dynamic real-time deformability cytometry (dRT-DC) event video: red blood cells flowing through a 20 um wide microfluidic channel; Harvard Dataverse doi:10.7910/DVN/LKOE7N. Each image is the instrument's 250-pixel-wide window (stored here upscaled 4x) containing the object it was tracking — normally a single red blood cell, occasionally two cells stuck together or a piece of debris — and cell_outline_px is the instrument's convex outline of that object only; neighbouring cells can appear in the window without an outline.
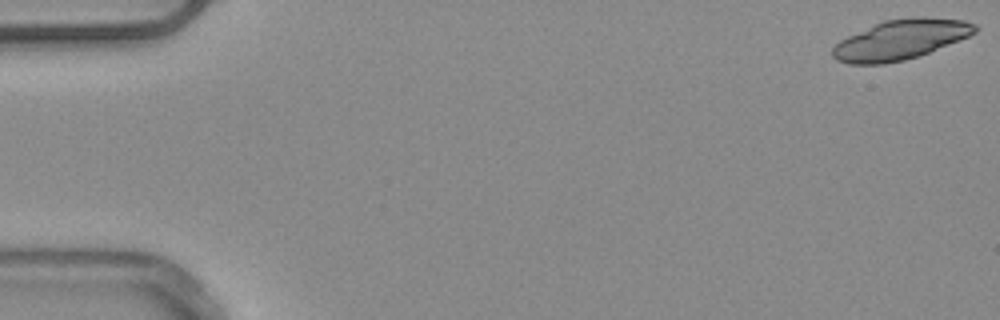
{"species": "common noctule bat (a hibernating species)", "species_latin": "Nyctalus noctula", "temperature_condition": "warm", "stored_images_in_passage": 19, "camera_frame_rate_fps": 3000, "um_per_image_px": 0.085, "animal": {"sex": "male", "body_mass_g": 20.4}, "frame": {"image": 1, "passage_image": 1, "time_ms": 0.0, "image_size_px": [1000, 320], "cell_outline_px": [[980, 28], [976, 32], [968, 36], [920, 56], [904, 60], [884, 64], [848, 64], [836, 60], [832, 56], [832, 48], [840, 40], [848, 36], [884, 20], [912, 16], [920, 16], [964, 20], [976, 24]], "centroid_in_image_um": [76.56, 3.37], "position_along_channel_um": 8.4, "area_um2": 33.18}}